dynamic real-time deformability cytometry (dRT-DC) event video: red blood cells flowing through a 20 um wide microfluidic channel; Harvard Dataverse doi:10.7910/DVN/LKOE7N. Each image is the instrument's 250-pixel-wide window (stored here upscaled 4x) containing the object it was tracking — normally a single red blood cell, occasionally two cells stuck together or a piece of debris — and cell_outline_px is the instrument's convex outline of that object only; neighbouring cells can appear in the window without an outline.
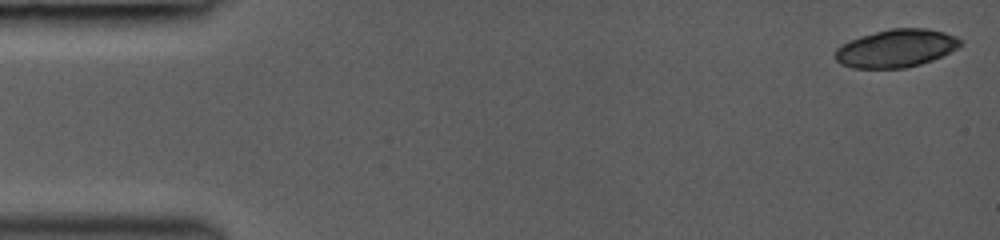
{"species": "common noctule bat (a hibernating species)", "species_latin": "Nyctalus noctula", "temperature_condition": "room temperature", "stored_images_in_passage": 35, "segment_of_instrument_passage": [1, 2], "camera_frame_rate_fps": 3000, "um_per_image_px": 0.085, "animal": {"sex": "female", "body_mass_g": 19.0, "forearm_length_mm": 53.3}, "frame": {"image": 1, "passage_image": 1, "time_ms": 0.0, "image_size_px": [1000, 240], "cell_outline_px": [[960, 44], [956, 48], [932, 60], [920, 64], [904, 68], [852, 68], [840, 64], [836, 60], [836, 48], [840, 44], [848, 40], [860, 36], [888, 28], [928, 28], [944, 32], [956, 36], [960, 40]], "centroid_in_image_um": [76.11, 4.1], "position_along_channel_um": 8.9, "area_um2": 27.63}}
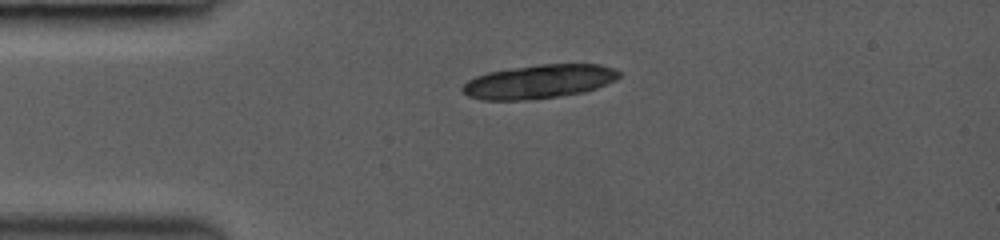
{"frame": {"image": 2, "passage_image": 11, "time_ms": 3.333, "image_size_px": [1000, 240], "cell_outline_px": [[620, 76], [616, 80], [596, 88], [584, 92], [528, 100], [484, 100], [468, 96], [460, 88], [468, 80], [476, 76], [488, 72], [512, 68], [540, 64], [600, 64], [616, 68], [620, 72]], "centroid_in_image_um": [45.84, 6.93], "position_along_channel_um": 39.2, "area_um2": 30.81}}